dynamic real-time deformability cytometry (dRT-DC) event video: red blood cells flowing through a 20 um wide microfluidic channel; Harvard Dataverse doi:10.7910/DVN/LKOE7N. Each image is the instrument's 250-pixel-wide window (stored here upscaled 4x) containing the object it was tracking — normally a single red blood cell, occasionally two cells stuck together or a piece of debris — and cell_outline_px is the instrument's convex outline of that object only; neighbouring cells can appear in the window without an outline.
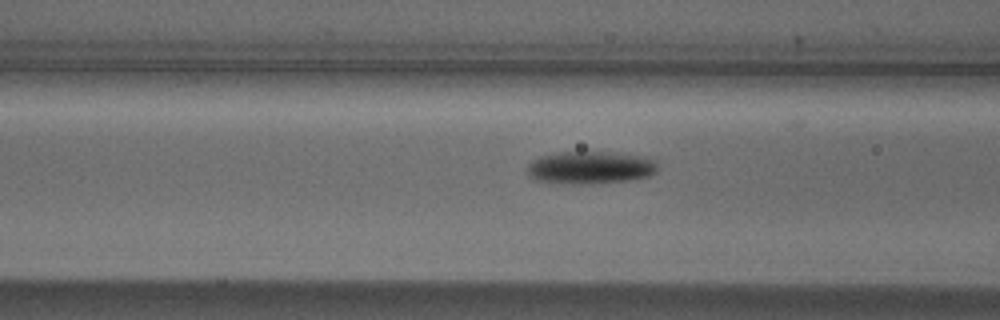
{"species": "Egyptian fruit bat (a non-hibernating species)", "species_latin": "Rousettus aegyptiacus", "temperature_condition": "cold", "stored_images_in_passage": 16, "camera_frame_rate_fps": 3000, "um_per_image_px": 0.085, "animal": {"sex": "male"}, "frame": {"image": 1, "passage_image": 14, "time_ms": 4.333, "image_size_px": [1000, 320], "cell_outline_px": [[656, 172], [648, 176], [628, 180], [536, 180], [528, 172], [528, 164], [532, 160], [540, 156], [560, 152], [608, 152], [648, 156], [656, 160]], "centroid_in_image_um": [50.26, 14.15], "position_along_channel_um": 116.3, "area_um2": 23.18}}